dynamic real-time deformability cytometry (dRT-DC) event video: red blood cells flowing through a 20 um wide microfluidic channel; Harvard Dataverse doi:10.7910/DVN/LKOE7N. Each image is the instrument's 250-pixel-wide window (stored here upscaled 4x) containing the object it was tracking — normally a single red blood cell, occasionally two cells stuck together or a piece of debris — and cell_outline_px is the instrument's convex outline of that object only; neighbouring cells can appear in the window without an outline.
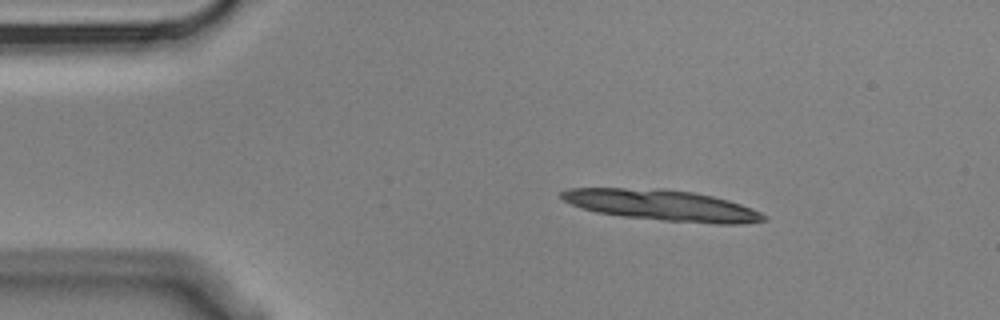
{"species": "Egyptian fruit bat (a non-hibernating species)", "species_latin": "Rousettus aegyptiacus", "temperature_condition": "cold", "stored_images_in_passage": 3, "camera_frame_rate_fps": 3000, "um_per_image_px": 0.085, "animal": {"sex": "male"}, "frame": {"image": 1, "passage_image": 1, "time_ms": 0.0, "image_size_px": [1000, 320], "cell_outline_px": [[768, 220], [744, 224], [716, 224], [664, 220], [620, 216], [596, 212], [580, 208], [564, 200], [560, 196], [560, 192], [568, 188], [664, 188], [692, 192], [712, 196], [728, 200], [752, 208], [768, 216]], "centroid_in_image_um": [56.29, 17.44], "position_along_channel_um": 28.7, "area_um2": 36.59}}